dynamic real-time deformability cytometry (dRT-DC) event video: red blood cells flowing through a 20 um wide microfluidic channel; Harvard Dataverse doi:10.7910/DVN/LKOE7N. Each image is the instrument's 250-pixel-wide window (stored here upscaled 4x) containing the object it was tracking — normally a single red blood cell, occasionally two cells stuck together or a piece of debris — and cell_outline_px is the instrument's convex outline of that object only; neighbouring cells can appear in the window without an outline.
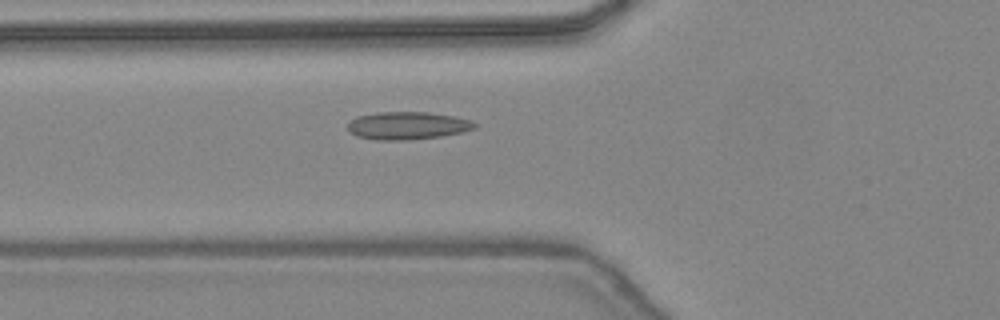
{"species": "common noctule bat (a hibernating species)", "species_latin": "Nyctalus noctula", "temperature_condition": "warm", "stored_images_in_passage": 31, "camera_frame_rate_fps": 3000, "um_per_image_px": 0.085, "animal": {"sex": "female", "body_mass_g": 24.6, "forearm_length_mm": 56.2}, "frame": {"image": 1, "passage_image": 2, "time_ms": 0.333, "image_size_px": [1000, 320], "cell_outline_px": [[476, 128], [464, 132], [440, 136], [408, 140], [376, 140], [356, 136], [348, 128], [348, 124], [356, 116], [376, 112], [428, 112], [456, 116], [468, 120], [476, 124]], "centroid_in_image_um": [34.64, 10.67], "position_along_channel_um": 91.2, "area_um2": 20.52}}
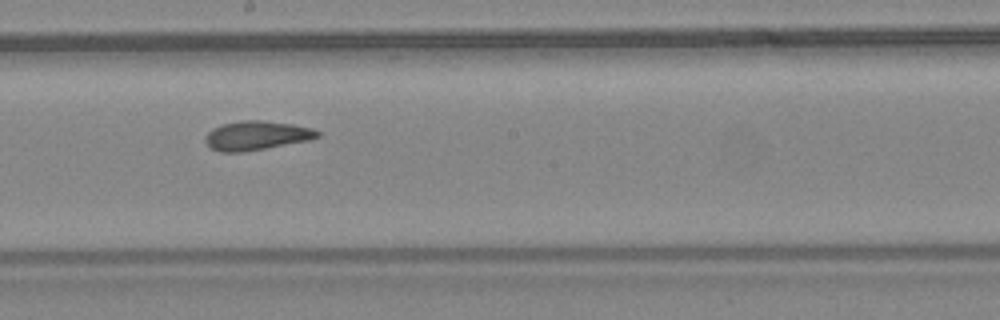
{"frame": {"image": 2, "passage_image": 11, "time_ms": 3.333, "image_size_px": [1000, 320], "cell_outline_px": [[320, 136], [308, 140], [244, 152], [220, 152], [212, 148], [204, 140], [204, 136], [212, 128], [224, 124], [240, 120], [260, 120], [292, 124], [312, 128], [320, 132]], "centroid_in_image_um": [21.78, 11.51], "position_along_channel_um": 226.4, "area_um2": 18.9}}
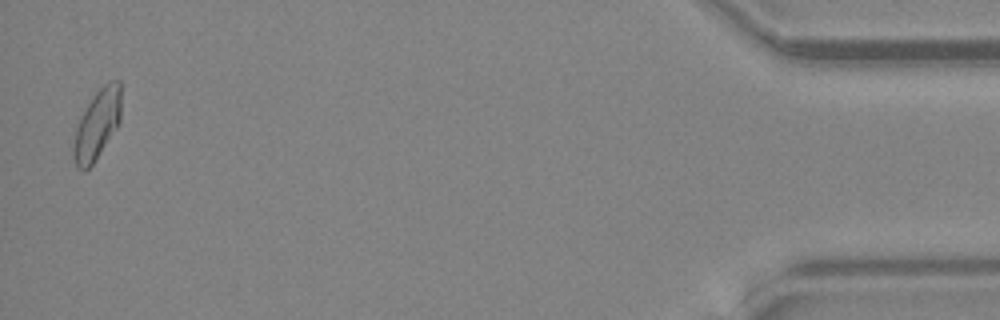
{"frame": {"image": 3, "passage_image": 30, "time_ms": 9.667, "image_size_px": [1000, 320], "cell_outline_px": [[120, 120], [116, 128], [92, 164], [84, 172], [76, 168], [72, 156], [72, 148], [76, 128], [92, 96], [108, 80], [120, 80]], "centroid_in_image_um": [8.23, 10.6], "position_along_channel_um": 427.0, "area_um2": 19.07}, "authors_computed_cell_mechanics": {"area_um2": 18.9006, "velocity_mm_per_s": 4.4731, "shape_relaxation_time_tau1_ms": null, "shape_relaxation_time_tau2_ms": 1.1221, "deformation_change_tau1": null, "deformation_change_tau2": 0.0579}}